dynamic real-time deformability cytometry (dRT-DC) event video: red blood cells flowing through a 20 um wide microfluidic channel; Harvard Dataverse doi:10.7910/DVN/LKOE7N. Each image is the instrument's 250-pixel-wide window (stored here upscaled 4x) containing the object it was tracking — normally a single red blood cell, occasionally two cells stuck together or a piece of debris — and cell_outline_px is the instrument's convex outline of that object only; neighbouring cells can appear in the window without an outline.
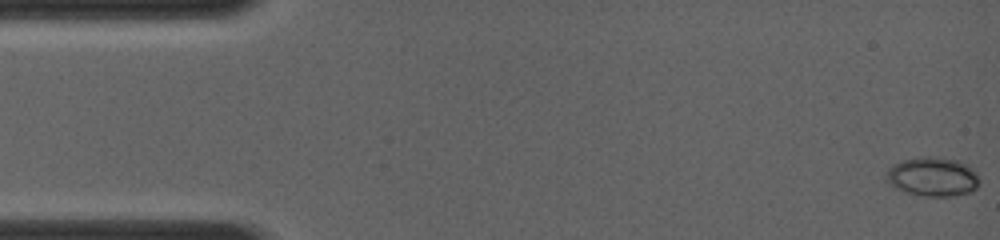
{"species": "common noctule bat (a hibernating species)", "species_latin": "Nyctalus noctula", "temperature_condition": "room temperature", "stored_images_in_passage": 62, "camera_frame_rate_fps": 4000, "um_per_image_px": 0.085, "animal": {"sex": "female", "body_mass_g": 19.0, "forearm_length_mm": 56.7}, "frame": {"image": 1, "passage_image": 1, "time_ms": 0.0, "image_size_px": [1000, 240], "cell_outline_px": [[980, 180], [976, 188], [968, 192], [952, 196], [920, 196], [904, 192], [892, 188], [888, 184], [888, 168], [892, 164], [904, 160], [956, 160], [964, 164], [976, 172]], "centroid_in_image_um": [79.25, 15.1], "position_along_channel_um": 5.7, "area_um2": 20.35}}
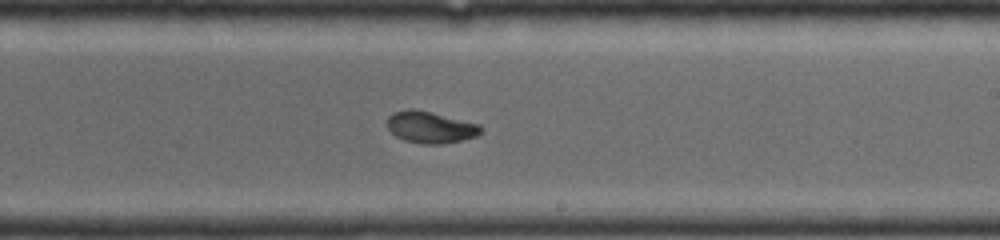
{"frame": {"image": 2, "passage_image": 42, "time_ms": 8.25, "image_size_px": [1000, 240], "cell_outline_px": [[480, 132], [476, 136], [460, 140], [436, 144], [428, 144], [404, 140], [396, 136], [388, 128], [388, 116], [392, 112], [408, 108], [416, 108], [480, 124]], "centroid_in_image_um": [36.55, 10.78], "position_along_channel_um": 252.5, "area_um2": 17.11}}
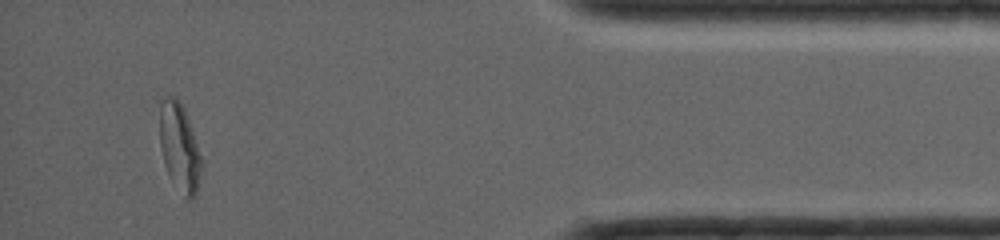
{"frame": {"image": 3, "passage_image": 62, "time_ms": 12.75, "image_size_px": [1000, 240], "cell_outline_px": [[200, 168], [196, 192], [188, 200], [168, 172], [164, 160], [160, 144], [160, 96], [176, 96], [184, 112], [196, 144], [200, 156]], "centroid_in_image_um": [15.2, 12.42], "position_along_channel_um": 420.0, "area_um2": 20.06}}